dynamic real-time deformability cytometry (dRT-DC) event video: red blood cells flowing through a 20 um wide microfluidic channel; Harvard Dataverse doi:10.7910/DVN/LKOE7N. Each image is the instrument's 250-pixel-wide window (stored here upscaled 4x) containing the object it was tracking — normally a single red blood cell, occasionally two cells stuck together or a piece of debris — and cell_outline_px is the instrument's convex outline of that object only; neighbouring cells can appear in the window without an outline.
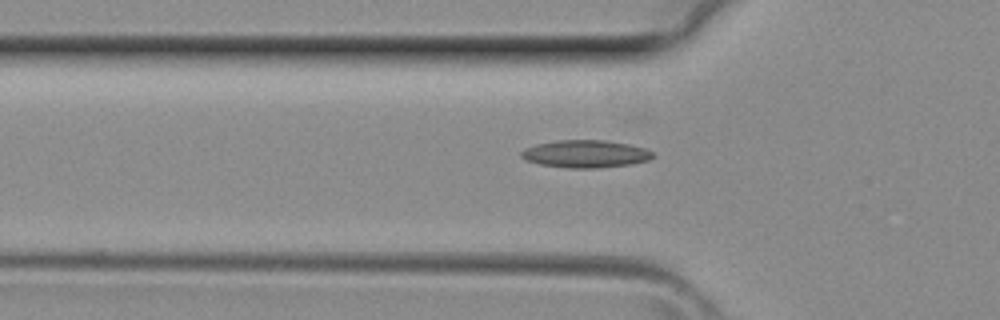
{"species": "common noctule bat (a hibernating species)", "species_latin": "Nyctalus noctula", "temperature_condition": "room temperature", "stored_images_in_passage": 37, "camera_frame_rate_fps": 3000, "um_per_image_px": 0.085, "animal": {"sex": "female", "body_mass_g": 29.2, "forearm_length_mm": 56.3}, "frame": {"image": 1, "passage_image": 13, "time_ms": 4.0, "image_size_px": [1000, 320], "cell_outline_px": [[652, 156], [648, 160], [632, 164], [596, 168], [568, 168], [540, 164], [524, 160], [520, 156], [520, 152], [524, 148], [536, 144], [556, 140], [604, 140], [628, 144], [644, 148], [652, 152]], "centroid_in_image_um": [49.71, 13.08], "position_along_channel_um": 76.1, "area_um2": 21.1}}
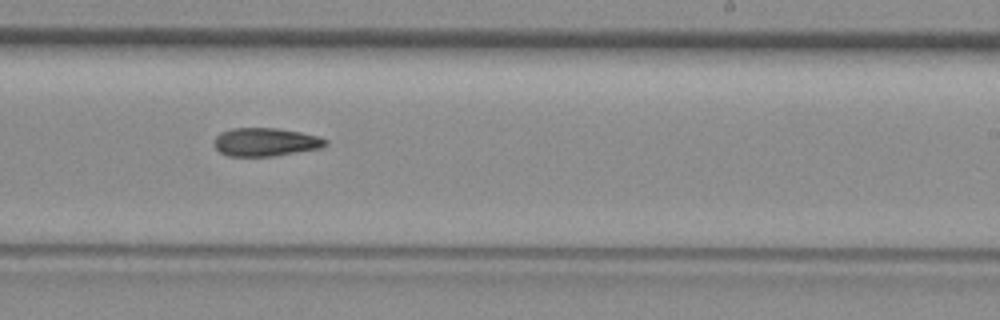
{"frame": {"image": 2, "passage_image": 24, "time_ms": 7.667, "image_size_px": [1000, 320], "cell_outline_px": [[328, 144], [324, 148], [276, 156], [228, 156], [220, 152], [216, 148], [216, 136], [220, 132], [232, 128], [276, 128], [300, 132], [320, 136], [328, 140]], "centroid_in_image_um": [22.64, 12.08], "position_along_channel_um": 266.4, "area_um2": 18.55}}
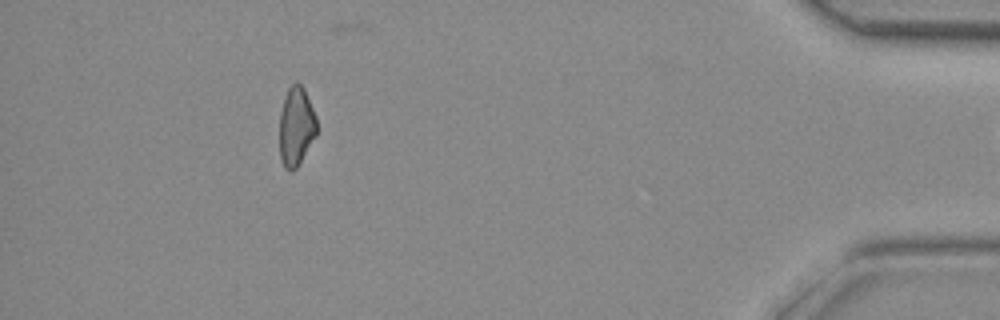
{"frame": {"image": 3, "passage_image": 36, "time_ms": 11.667, "image_size_px": [1000, 320], "cell_outline_px": [[316, 136], [296, 168], [292, 172], [284, 168], [280, 160], [280, 112], [288, 88], [296, 80], [304, 88], [316, 116]], "centroid_in_image_um": [25.17, 10.75], "position_along_channel_um": 410.0, "area_um2": 17.11}}